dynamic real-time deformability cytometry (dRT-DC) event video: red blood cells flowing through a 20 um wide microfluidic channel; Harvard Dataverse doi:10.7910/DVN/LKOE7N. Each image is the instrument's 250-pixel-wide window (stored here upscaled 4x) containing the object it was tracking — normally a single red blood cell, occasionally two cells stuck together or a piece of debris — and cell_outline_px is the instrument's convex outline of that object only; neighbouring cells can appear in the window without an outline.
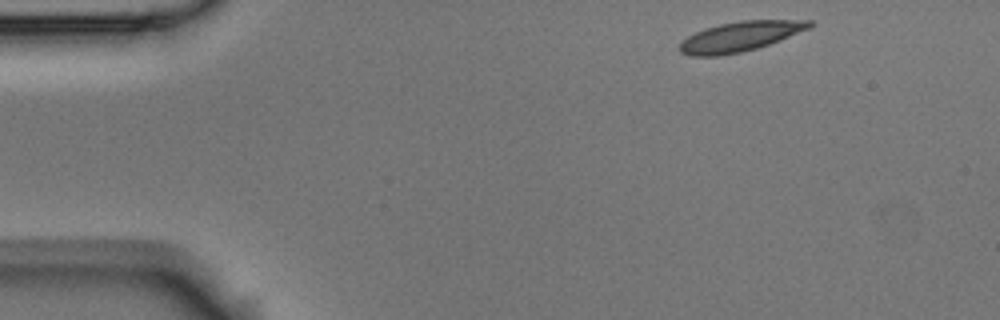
{"species": "Egyptian fruit bat (a non-hibernating species)", "species_latin": "Rousettus aegyptiacus", "temperature_condition": "room temperature", "stored_images_in_passage": 4, "camera_frame_rate_fps": 3000, "um_per_image_px": 0.085, "animal": {"sex": "male"}, "frame": {"image": 1, "passage_image": 1, "time_ms": 0.0, "image_size_px": [1000, 320], "cell_outline_px": [[816, 24], [812, 28], [768, 44], [756, 48], [740, 52], [720, 56], [692, 56], [680, 52], [676, 48], [688, 36], [704, 28], [720, 24], [740, 20], [812, 20]], "centroid_in_image_um": [62.93, 3.09], "position_along_channel_um": 22.1, "area_um2": 22.66}}